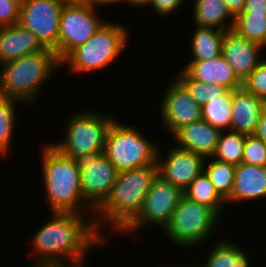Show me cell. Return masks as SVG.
Instances as JSON below:
<instances>
[{
	"label": "cell",
	"mask_w": 266,
	"mask_h": 267,
	"mask_svg": "<svg viewBox=\"0 0 266 267\" xmlns=\"http://www.w3.org/2000/svg\"><path fill=\"white\" fill-rule=\"evenodd\" d=\"M29 241L33 266L86 267L92 248L105 246L106 241L97 231L93 215L71 212H51Z\"/></svg>",
	"instance_id": "6da1fadb"
},
{
	"label": "cell",
	"mask_w": 266,
	"mask_h": 267,
	"mask_svg": "<svg viewBox=\"0 0 266 267\" xmlns=\"http://www.w3.org/2000/svg\"><path fill=\"white\" fill-rule=\"evenodd\" d=\"M157 175V164L118 173L109 195L93 216L95 228L105 240L108 228L118 234L138 215Z\"/></svg>",
	"instance_id": "7a4b0ae2"
},
{
	"label": "cell",
	"mask_w": 266,
	"mask_h": 267,
	"mask_svg": "<svg viewBox=\"0 0 266 267\" xmlns=\"http://www.w3.org/2000/svg\"><path fill=\"white\" fill-rule=\"evenodd\" d=\"M41 148V172L50 212L83 214L91 211L94 216L95 210L81 192L80 170L74 159L59 153L49 142Z\"/></svg>",
	"instance_id": "3957f363"
},
{
	"label": "cell",
	"mask_w": 266,
	"mask_h": 267,
	"mask_svg": "<svg viewBox=\"0 0 266 267\" xmlns=\"http://www.w3.org/2000/svg\"><path fill=\"white\" fill-rule=\"evenodd\" d=\"M0 67V97L33 105L41 95L44 84L61 67V61L54 50L45 48L3 63Z\"/></svg>",
	"instance_id": "277c9868"
},
{
	"label": "cell",
	"mask_w": 266,
	"mask_h": 267,
	"mask_svg": "<svg viewBox=\"0 0 266 267\" xmlns=\"http://www.w3.org/2000/svg\"><path fill=\"white\" fill-rule=\"evenodd\" d=\"M129 36V29L122 23L106 20L86 43L61 61V66H67L75 74L106 69L126 50Z\"/></svg>",
	"instance_id": "5b68a950"
},
{
	"label": "cell",
	"mask_w": 266,
	"mask_h": 267,
	"mask_svg": "<svg viewBox=\"0 0 266 267\" xmlns=\"http://www.w3.org/2000/svg\"><path fill=\"white\" fill-rule=\"evenodd\" d=\"M98 109L70 114L64 124V138L49 142L62 155L75 159L81 155L103 153L110 126L117 116L103 115Z\"/></svg>",
	"instance_id": "8992f818"
},
{
	"label": "cell",
	"mask_w": 266,
	"mask_h": 267,
	"mask_svg": "<svg viewBox=\"0 0 266 267\" xmlns=\"http://www.w3.org/2000/svg\"><path fill=\"white\" fill-rule=\"evenodd\" d=\"M221 217L209 206L192 201L183 195L169 223L161 232L164 231L170 242L178 247L195 248L216 232L214 230L220 225Z\"/></svg>",
	"instance_id": "52a82bcc"
},
{
	"label": "cell",
	"mask_w": 266,
	"mask_h": 267,
	"mask_svg": "<svg viewBox=\"0 0 266 267\" xmlns=\"http://www.w3.org/2000/svg\"><path fill=\"white\" fill-rule=\"evenodd\" d=\"M147 138L136 126L113 121L103 154L118 172L156 164L158 143Z\"/></svg>",
	"instance_id": "ba28073f"
},
{
	"label": "cell",
	"mask_w": 266,
	"mask_h": 267,
	"mask_svg": "<svg viewBox=\"0 0 266 267\" xmlns=\"http://www.w3.org/2000/svg\"><path fill=\"white\" fill-rule=\"evenodd\" d=\"M183 195L180 188L157 175L138 215L119 234H130L129 237H134V233L137 235L140 229L148 225H155L163 230Z\"/></svg>",
	"instance_id": "9c48e42d"
},
{
	"label": "cell",
	"mask_w": 266,
	"mask_h": 267,
	"mask_svg": "<svg viewBox=\"0 0 266 267\" xmlns=\"http://www.w3.org/2000/svg\"><path fill=\"white\" fill-rule=\"evenodd\" d=\"M96 8L82 1L65 3L60 15L58 47L54 50L62 61L77 46L86 43L106 21Z\"/></svg>",
	"instance_id": "30bf717a"
},
{
	"label": "cell",
	"mask_w": 266,
	"mask_h": 267,
	"mask_svg": "<svg viewBox=\"0 0 266 267\" xmlns=\"http://www.w3.org/2000/svg\"><path fill=\"white\" fill-rule=\"evenodd\" d=\"M74 161L80 170L84 200L96 210L109 195L119 172L103 153L81 155Z\"/></svg>",
	"instance_id": "8fae6325"
},
{
	"label": "cell",
	"mask_w": 266,
	"mask_h": 267,
	"mask_svg": "<svg viewBox=\"0 0 266 267\" xmlns=\"http://www.w3.org/2000/svg\"><path fill=\"white\" fill-rule=\"evenodd\" d=\"M64 4L62 0H22L18 23L33 32L45 48L55 50Z\"/></svg>",
	"instance_id": "7c38bea8"
},
{
	"label": "cell",
	"mask_w": 266,
	"mask_h": 267,
	"mask_svg": "<svg viewBox=\"0 0 266 267\" xmlns=\"http://www.w3.org/2000/svg\"><path fill=\"white\" fill-rule=\"evenodd\" d=\"M160 99L162 127L172 135L181 127L202 119V106L198 105L187 89L174 77Z\"/></svg>",
	"instance_id": "4fadbf2b"
},
{
	"label": "cell",
	"mask_w": 266,
	"mask_h": 267,
	"mask_svg": "<svg viewBox=\"0 0 266 267\" xmlns=\"http://www.w3.org/2000/svg\"><path fill=\"white\" fill-rule=\"evenodd\" d=\"M173 147L164 155L159 145L156 161L158 176L184 192L190 183L204 171L206 158L192 151L180 149L176 145Z\"/></svg>",
	"instance_id": "5bb4252c"
},
{
	"label": "cell",
	"mask_w": 266,
	"mask_h": 267,
	"mask_svg": "<svg viewBox=\"0 0 266 267\" xmlns=\"http://www.w3.org/2000/svg\"><path fill=\"white\" fill-rule=\"evenodd\" d=\"M264 47L238 35L234 30L225 32L221 55L232 66L234 73L243 81L263 60L260 52Z\"/></svg>",
	"instance_id": "9a60e30c"
},
{
	"label": "cell",
	"mask_w": 266,
	"mask_h": 267,
	"mask_svg": "<svg viewBox=\"0 0 266 267\" xmlns=\"http://www.w3.org/2000/svg\"><path fill=\"white\" fill-rule=\"evenodd\" d=\"M221 132L201 119L181 127L172 138L175 139L173 143L178 144L176 147L209 158L216 151Z\"/></svg>",
	"instance_id": "2e32d148"
},
{
	"label": "cell",
	"mask_w": 266,
	"mask_h": 267,
	"mask_svg": "<svg viewBox=\"0 0 266 267\" xmlns=\"http://www.w3.org/2000/svg\"><path fill=\"white\" fill-rule=\"evenodd\" d=\"M180 69H183L192 79L206 84L221 85L228 90L242 87V81L222 55L212 60L190 61Z\"/></svg>",
	"instance_id": "e0dca14e"
},
{
	"label": "cell",
	"mask_w": 266,
	"mask_h": 267,
	"mask_svg": "<svg viewBox=\"0 0 266 267\" xmlns=\"http://www.w3.org/2000/svg\"><path fill=\"white\" fill-rule=\"evenodd\" d=\"M44 49L35 34L19 23L3 26L0 32V65Z\"/></svg>",
	"instance_id": "ac0fdd59"
},
{
	"label": "cell",
	"mask_w": 266,
	"mask_h": 267,
	"mask_svg": "<svg viewBox=\"0 0 266 267\" xmlns=\"http://www.w3.org/2000/svg\"><path fill=\"white\" fill-rule=\"evenodd\" d=\"M266 197V166L241 163L236 166L234 187L226 204L249 202Z\"/></svg>",
	"instance_id": "d6986e66"
},
{
	"label": "cell",
	"mask_w": 266,
	"mask_h": 267,
	"mask_svg": "<svg viewBox=\"0 0 266 267\" xmlns=\"http://www.w3.org/2000/svg\"><path fill=\"white\" fill-rule=\"evenodd\" d=\"M266 103L243 87L233 90L231 130L253 134Z\"/></svg>",
	"instance_id": "ffe728a7"
},
{
	"label": "cell",
	"mask_w": 266,
	"mask_h": 267,
	"mask_svg": "<svg viewBox=\"0 0 266 267\" xmlns=\"http://www.w3.org/2000/svg\"><path fill=\"white\" fill-rule=\"evenodd\" d=\"M193 3L192 15L195 25L224 31L233 29L234 17L222 0H195Z\"/></svg>",
	"instance_id": "44dd1931"
},
{
	"label": "cell",
	"mask_w": 266,
	"mask_h": 267,
	"mask_svg": "<svg viewBox=\"0 0 266 267\" xmlns=\"http://www.w3.org/2000/svg\"><path fill=\"white\" fill-rule=\"evenodd\" d=\"M195 33L190 38L192 59L189 61H206L221 55L224 30L195 25Z\"/></svg>",
	"instance_id": "7402d4cb"
},
{
	"label": "cell",
	"mask_w": 266,
	"mask_h": 267,
	"mask_svg": "<svg viewBox=\"0 0 266 267\" xmlns=\"http://www.w3.org/2000/svg\"><path fill=\"white\" fill-rule=\"evenodd\" d=\"M233 243L225 237L217 239L207 254L206 262L194 267H251L247 249Z\"/></svg>",
	"instance_id": "603a6c76"
},
{
	"label": "cell",
	"mask_w": 266,
	"mask_h": 267,
	"mask_svg": "<svg viewBox=\"0 0 266 267\" xmlns=\"http://www.w3.org/2000/svg\"><path fill=\"white\" fill-rule=\"evenodd\" d=\"M183 193L190 200L214 209L220 216L224 214L223 210L226 208V201L216 191L214 184L205 171L199 174Z\"/></svg>",
	"instance_id": "cb8c5ba5"
},
{
	"label": "cell",
	"mask_w": 266,
	"mask_h": 267,
	"mask_svg": "<svg viewBox=\"0 0 266 267\" xmlns=\"http://www.w3.org/2000/svg\"><path fill=\"white\" fill-rule=\"evenodd\" d=\"M233 90L206 102L202 106V119L221 131L231 130Z\"/></svg>",
	"instance_id": "d4e9b609"
},
{
	"label": "cell",
	"mask_w": 266,
	"mask_h": 267,
	"mask_svg": "<svg viewBox=\"0 0 266 267\" xmlns=\"http://www.w3.org/2000/svg\"><path fill=\"white\" fill-rule=\"evenodd\" d=\"M235 170L234 164L219 161L213 157L205 160L204 171L225 201L230 197L234 187Z\"/></svg>",
	"instance_id": "484cf974"
},
{
	"label": "cell",
	"mask_w": 266,
	"mask_h": 267,
	"mask_svg": "<svg viewBox=\"0 0 266 267\" xmlns=\"http://www.w3.org/2000/svg\"><path fill=\"white\" fill-rule=\"evenodd\" d=\"M18 103L22 104L19 100L0 97V156L3 159L11 153L10 148H12L17 118L15 108L19 105Z\"/></svg>",
	"instance_id": "4316f807"
},
{
	"label": "cell",
	"mask_w": 266,
	"mask_h": 267,
	"mask_svg": "<svg viewBox=\"0 0 266 267\" xmlns=\"http://www.w3.org/2000/svg\"><path fill=\"white\" fill-rule=\"evenodd\" d=\"M244 143L245 134L232 130L222 131L212 157L237 166L242 163Z\"/></svg>",
	"instance_id": "83f0119b"
},
{
	"label": "cell",
	"mask_w": 266,
	"mask_h": 267,
	"mask_svg": "<svg viewBox=\"0 0 266 267\" xmlns=\"http://www.w3.org/2000/svg\"><path fill=\"white\" fill-rule=\"evenodd\" d=\"M238 35L266 48V16L239 13L234 18L233 29Z\"/></svg>",
	"instance_id": "f1b7e54d"
},
{
	"label": "cell",
	"mask_w": 266,
	"mask_h": 267,
	"mask_svg": "<svg viewBox=\"0 0 266 267\" xmlns=\"http://www.w3.org/2000/svg\"><path fill=\"white\" fill-rule=\"evenodd\" d=\"M175 78L187 89L191 97L200 106L224 95L228 91L224 86L206 84L192 79L183 69L177 73Z\"/></svg>",
	"instance_id": "f546056e"
},
{
	"label": "cell",
	"mask_w": 266,
	"mask_h": 267,
	"mask_svg": "<svg viewBox=\"0 0 266 267\" xmlns=\"http://www.w3.org/2000/svg\"><path fill=\"white\" fill-rule=\"evenodd\" d=\"M242 163L253 166H266V146L264 140L253 134H245Z\"/></svg>",
	"instance_id": "4dcf8cb0"
},
{
	"label": "cell",
	"mask_w": 266,
	"mask_h": 267,
	"mask_svg": "<svg viewBox=\"0 0 266 267\" xmlns=\"http://www.w3.org/2000/svg\"><path fill=\"white\" fill-rule=\"evenodd\" d=\"M242 87L266 103V57L242 81Z\"/></svg>",
	"instance_id": "1f68e13d"
},
{
	"label": "cell",
	"mask_w": 266,
	"mask_h": 267,
	"mask_svg": "<svg viewBox=\"0 0 266 267\" xmlns=\"http://www.w3.org/2000/svg\"><path fill=\"white\" fill-rule=\"evenodd\" d=\"M22 0H0V25L17 24Z\"/></svg>",
	"instance_id": "d6a6232c"
},
{
	"label": "cell",
	"mask_w": 266,
	"mask_h": 267,
	"mask_svg": "<svg viewBox=\"0 0 266 267\" xmlns=\"http://www.w3.org/2000/svg\"><path fill=\"white\" fill-rule=\"evenodd\" d=\"M185 0H150L148 6H152L153 11L160 16H170L182 6Z\"/></svg>",
	"instance_id": "836d02e7"
},
{
	"label": "cell",
	"mask_w": 266,
	"mask_h": 267,
	"mask_svg": "<svg viewBox=\"0 0 266 267\" xmlns=\"http://www.w3.org/2000/svg\"><path fill=\"white\" fill-rule=\"evenodd\" d=\"M241 13H250L266 16V0H245Z\"/></svg>",
	"instance_id": "e575fe53"
},
{
	"label": "cell",
	"mask_w": 266,
	"mask_h": 267,
	"mask_svg": "<svg viewBox=\"0 0 266 267\" xmlns=\"http://www.w3.org/2000/svg\"><path fill=\"white\" fill-rule=\"evenodd\" d=\"M253 135L257 138L264 140L266 146V106L263 108L261 112L259 122L256 126Z\"/></svg>",
	"instance_id": "d590c367"
},
{
	"label": "cell",
	"mask_w": 266,
	"mask_h": 267,
	"mask_svg": "<svg viewBox=\"0 0 266 267\" xmlns=\"http://www.w3.org/2000/svg\"><path fill=\"white\" fill-rule=\"evenodd\" d=\"M231 15L235 18L239 13L243 11L245 0H222Z\"/></svg>",
	"instance_id": "8d00e7d4"
},
{
	"label": "cell",
	"mask_w": 266,
	"mask_h": 267,
	"mask_svg": "<svg viewBox=\"0 0 266 267\" xmlns=\"http://www.w3.org/2000/svg\"><path fill=\"white\" fill-rule=\"evenodd\" d=\"M83 3H85L86 5H89L90 7L99 9L100 6H107V5H117V4H121L123 5L124 0H81ZM99 6V7H97Z\"/></svg>",
	"instance_id": "74e56055"
},
{
	"label": "cell",
	"mask_w": 266,
	"mask_h": 267,
	"mask_svg": "<svg viewBox=\"0 0 266 267\" xmlns=\"http://www.w3.org/2000/svg\"><path fill=\"white\" fill-rule=\"evenodd\" d=\"M124 3H126V5L128 4L129 6H135L136 8H141L144 6H148L150 3V0H124Z\"/></svg>",
	"instance_id": "f35d334b"
},
{
	"label": "cell",
	"mask_w": 266,
	"mask_h": 267,
	"mask_svg": "<svg viewBox=\"0 0 266 267\" xmlns=\"http://www.w3.org/2000/svg\"><path fill=\"white\" fill-rule=\"evenodd\" d=\"M62 1H64L65 3H69V2H79L81 0H62Z\"/></svg>",
	"instance_id": "ab89813d"
},
{
	"label": "cell",
	"mask_w": 266,
	"mask_h": 267,
	"mask_svg": "<svg viewBox=\"0 0 266 267\" xmlns=\"http://www.w3.org/2000/svg\"><path fill=\"white\" fill-rule=\"evenodd\" d=\"M163 267H164V266H163ZM168 267H169V266H168ZM171 267H188V266H187V265H186V266H184V265H183V266H182V265H180V266H176V265H175V266H174V265H173V266H171ZM189 267H194V266H192V265L190 264Z\"/></svg>",
	"instance_id": "60d3db41"
},
{
	"label": "cell",
	"mask_w": 266,
	"mask_h": 267,
	"mask_svg": "<svg viewBox=\"0 0 266 267\" xmlns=\"http://www.w3.org/2000/svg\"><path fill=\"white\" fill-rule=\"evenodd\" d=\"M31 267H60V266H33L31 265Z\"/></svg>",
	"instance_id": "b9f144b4"
}]
</instances>
